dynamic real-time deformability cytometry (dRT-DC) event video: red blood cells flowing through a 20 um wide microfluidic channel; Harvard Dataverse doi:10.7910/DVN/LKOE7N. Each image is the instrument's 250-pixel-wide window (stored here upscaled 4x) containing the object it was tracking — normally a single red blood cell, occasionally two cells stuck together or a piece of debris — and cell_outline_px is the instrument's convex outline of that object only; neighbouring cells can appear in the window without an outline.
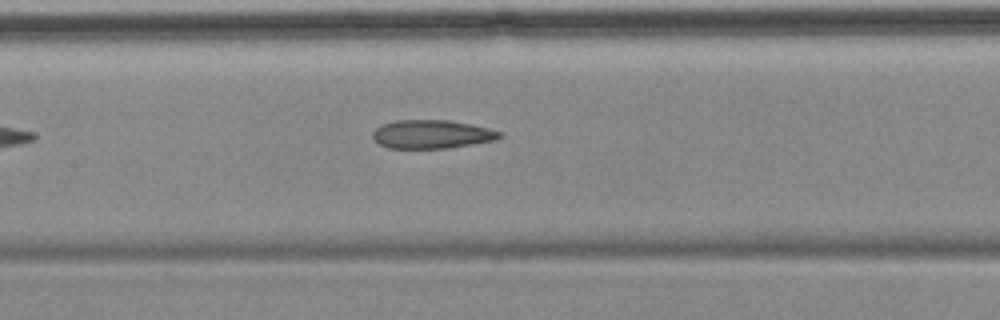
{"species": "common noctule bat (a hibernating species)", "species_latin": "Nyctalus noctula", "temperature_condition": "cold", "stored_images_in_passage": 10, "segment_of_instrument_passage": [1, 2], "camera_frame_rate_fps": 3000, "um_per_image_px": 0.085, "animal": {"sex": "female", "body_mass_g": 18.4}, "frame": {"image": 1, "passage_image": 9, "time_ms": 10.0, "image_size_px": [1000, 320], "cell_outline_px": [[504, 136], [496, 140], [448, 148], [388, 148], [380, 144], [372, 136], [372, 132], [376, 128], [384, 124], [396, 120], [448, 120], [488, 128], [504, 132]], "centroid_in_image_um": [36.74, 11.41], "position_along_channel_um": 170.7, "area_um2": 21.04}}